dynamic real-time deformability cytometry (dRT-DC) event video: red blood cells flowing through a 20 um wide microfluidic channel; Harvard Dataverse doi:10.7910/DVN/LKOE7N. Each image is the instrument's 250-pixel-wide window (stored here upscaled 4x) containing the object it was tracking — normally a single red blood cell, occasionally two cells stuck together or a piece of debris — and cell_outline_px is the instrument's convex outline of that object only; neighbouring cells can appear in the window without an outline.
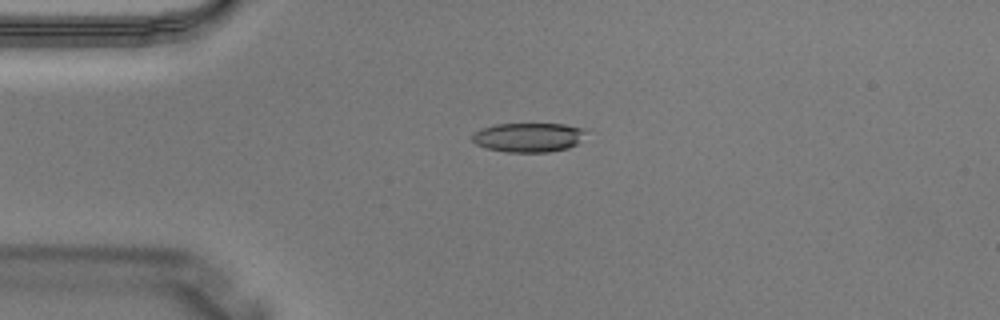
{"species": "Egyptian fruit bat (a non-hibernating species)", "species_latin": "Rousettus aegyptiacus", "temperature_condition": "warm", "stored_images_in_passage": 2, "camera_frame_rate_fps": 3000, "um_per_image_px": 0.085, "animal": {"sex": "male"}, "frame": {"image": 1, "passage_image": 1, "time_ms": 0.0, "image_size_px": [1000, 320], "cell_outline_px": [[584, 132], [576, 144], [568, 148], [548, 152], [508, 152], [488, 148], [476, 144], [472, 140], [472, 132], [480, 128], [496, 124], [564, 124], [584, 128]], "centroid_in_image_um": [44.86, 11.67], "position_along_channel_um": 40.1, "area_um2": 19.25}}